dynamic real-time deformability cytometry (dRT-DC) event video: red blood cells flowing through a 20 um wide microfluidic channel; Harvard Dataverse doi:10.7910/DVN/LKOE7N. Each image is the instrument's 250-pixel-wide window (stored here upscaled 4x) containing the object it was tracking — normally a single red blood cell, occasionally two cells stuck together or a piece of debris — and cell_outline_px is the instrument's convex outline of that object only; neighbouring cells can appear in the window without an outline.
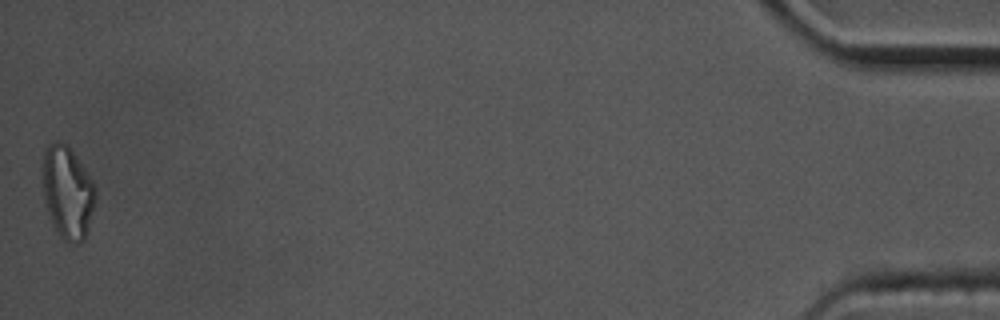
{"species": "common noctule bat (a hibernating species)", "species_latin": "Nyctalus noctula", "temperature_condition": "cold", "stored_images_in_passage": 56, "camera_frame_rate_fps": 3000, "um_per_image_px": 0.085, "animal": {"sex": "male", "body_mass_g": 17.5, "forearm_length_mm": 52.3}, "frame": {"image": 1, "passage_image": 56, "time_ms": 18.333, "image_size_px": [1000, 320], "cell_outline_px": [[96, 200], [88, 232], [84, 240], [80, 244], [72, 244], [64, 240], [56, 232], [52, 224], [48, 212], [44, 196], [44, 152], [48, 144], [56, 140], [68, 144], [92, 180], [96, 188]], "centroid_in_image_um": [5.78, 16.39], "position_along_channel_um": 429.4, "area_um2": 28.61}, "authors_computed_cell_mechanics": {"area_um2": 18.7272, "velocity_mm_per_s": 3.4977, "shape_relaxation_time_tau1_ms": null, "shape_relaxation_time_tau2_ms": 5.7297, "deformation_change_tau1": null, "deformation_change_tau2": 0.1838}}